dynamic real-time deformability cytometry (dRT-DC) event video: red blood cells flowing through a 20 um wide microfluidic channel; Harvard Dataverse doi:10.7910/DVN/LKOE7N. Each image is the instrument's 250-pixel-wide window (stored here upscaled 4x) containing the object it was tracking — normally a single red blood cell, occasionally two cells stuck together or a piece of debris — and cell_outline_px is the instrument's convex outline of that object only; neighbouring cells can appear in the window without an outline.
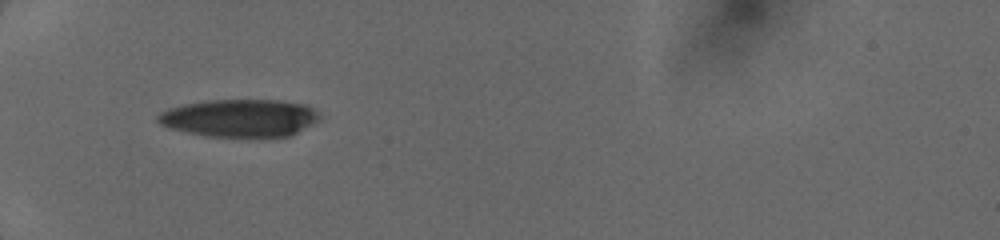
{"species": "human", "species_latin": "Homo sapiens", "temperature_condition": "cold", "stored_images_in_passage": 12, "camera_frame_rate_fps": 3000, "um_per_image_px": 0.085, "donor": {"sex": "female"}, "frame": {"image": 1, "passage_image": 1, "time_ms": 0.0, "image_size_px": [1000, 240], "cell_outline_px": [[324, 116], [320, 120], [288, 136], [208, 136], [168, 128], [160, 124], [156, 120], [156, 116], [160, 112], [168, 108], [184, 104], [208, 100], [280, 100], [308, 104], [320, 112]], "centroid_in_image_um": [20.41, 10.01], "position_along_channel_um": 64.6, "area_um2": 35.66}}
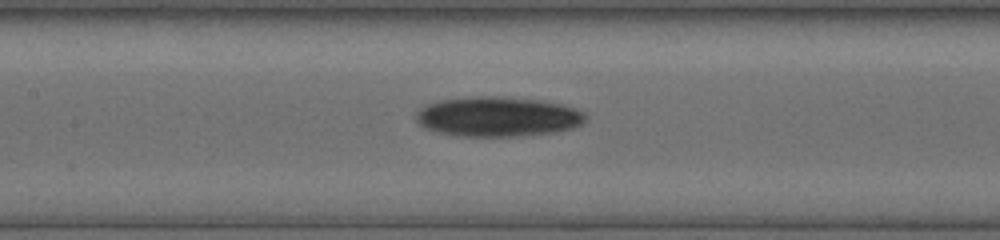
{"frame": {"image": 2, "passage_image": 9, "time_ms": 2.667, "image_size_px": [1000, 240], "cell_outline_px": [[588, 116], [580, 124], [572, 128], [556, 132], [520, 136], [456, 136], [436, 132], [424, 128], [416, 120], [416, 112], [420, 108], [428, 104], [440, 100], [476, 96], [504, 96], [544, 100], [564, 104], [576, 108], [584, 112]], "centroid_in_image_um": [42.33, 9.91], "position_along_channel_um": 165.1, "area_um2": 39.82}}
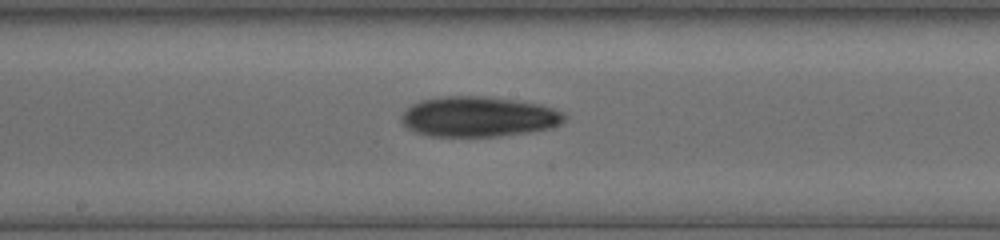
{"frame": {"image": 3, "passage_image": 12, "time_ms": 3.667, "image_size_px": [1000, 240], "cell_outline_px": [[564, 120], [560, 124], [552, 128], [528, 132], [500, 136], [428, 136], [416, 132], [408, 128], [400, 120], [400, 116], [412, 104], [420, 100], [440, 96], [488, 96], [516, 100], [540, 104], [564, 112]], "centroid_in_image_um": [40.67, 9.91], "position_along_channel_um": 207.5, "area_um2": 38.38}}